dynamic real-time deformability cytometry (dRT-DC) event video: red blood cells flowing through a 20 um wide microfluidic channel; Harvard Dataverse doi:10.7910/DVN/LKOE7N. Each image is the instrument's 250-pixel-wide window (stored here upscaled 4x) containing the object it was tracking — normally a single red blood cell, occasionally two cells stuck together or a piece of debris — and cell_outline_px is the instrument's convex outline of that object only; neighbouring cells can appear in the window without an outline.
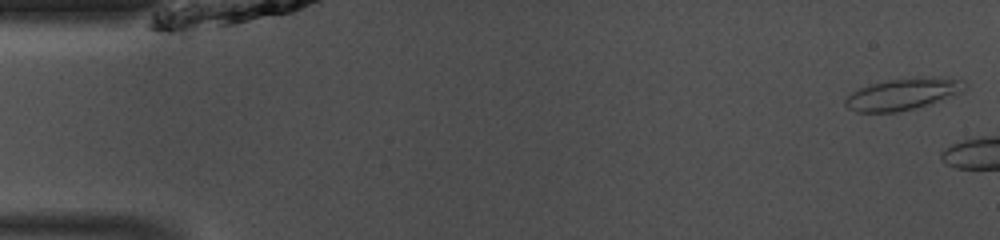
{"species": "common noctule bat (a hibernating species)", "species_latin": "Nyctalus noctula", "temperature_condition": "room temperature", "stored_images_in_passage": 4, "camera_frame_rate_fps": 3000, "um_per_image_px": 0.085, "animal": {"sex": "male", "body_mass_g": 13.0, "forearm_length_mm": 53.1}, "frame": {"image": 1, "passage_image": 1, "time_ms": 0.0, "image_size_px": [1000, 240], "cell_outline_px": [[968, 88], [964, 92], [916, 108], [896, 112], [856, 112], [848, 108], [844, 104], [844, 100], [852, 92], [860, 88], [872, 84], [888, 80], [920, 76], [940, 76], [964, 80], [968, 84]], "centroid_in_image_um": [76.82, 7.97], "position_along_channel_um": 8.2, "area_um2": 22.37}}